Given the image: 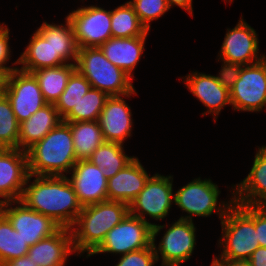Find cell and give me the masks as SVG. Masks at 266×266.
<instances>
[{"label": "cell", "instance_id": "cell-30", "mask_svg": "<svg viewBox=\"0 0 266 266\" xmlns=\"http://www.w3.org/2000/svg\"><path fill=\"white\" fill-rule=\"evenodd\" d=\"M108 97L105 92L90 88L62 120L65 122L98 121Z\"/></svg>", "mask_w": 266, "mask_h": 266}, {"label": "cell", "instance_id": "cell-25", "mask_svg": "<svg viewBox=\"0 0 266 266\" xmlns=\"http://www.w3.org/2000/svg\"><path fill=\"white\" fill-rule=\"evenodd\" d=\"M75 70V64L70 63L58 67L41 68L32 72L48 104L56 103L65 90L69 77Z\"/></svg>", "mask_w": 266, "mask_h": 266}, {"label": "cell", "instance_id": "cell-2", "mask_svg": "<svg viewBox=\"0 0 266 266\" xmlns=\"http://www.w3.org/2000/svg\"><path fill=\"white\" fill-rule=\"evenodd\" d=\"M129 214V205L106 200L84 206L70 228L75 254L86 257L101 245L107 233Z\"/></svg>", "mask_w": 266, "mask_h": 266}, {"label": "cell", "instance_id": "cell-19", "mask_svg": "<svg viewBox=\"0 0 266 266\" xmlns=\"http://www.w3.org/2000/svg\"><path fill=\"white\" fill-rule=\"evenodd\" d=\"M182 81L188 90L207 108V111L203 112L202 115H213L214 122L217 121L222 108L231 105L229 89L224 87L215 75L193 71L183 77Z\"/></svg>", "mask_w": 266, "mask_h": 266}, {"label": "cell", "instance_id": "cell-22", "mask_svg": "<svg viewBox=\"0 0 266 266\" xmlns=\"http://www.w3.org/2000/svg\"><path fill=\"white\" fill-rule=\"evenodd\" d=\"M232 187L235 203L266 205V151L262 147H258L246 178Z\"/></svg>", "mask_w": 266, "mask_h": 266}, {"label": "cell", "instance_id": "cell-29", "mask_svg": "<svg viewBox=\"0 0 266 266\" xmlns=\"http://www.w3.org/2000/svg\"><path fill=\"white\" fill-rule=\"evenodd\" d=\"M29 247L0 211V266L7 261L27 256Z\"/></svg>", "mask_w": 266, "mask_h": 266}, {"label": "cell", "instance_id": "cell-40", "mask_svg": "<svg viewBox=\"0 0 266 266\" xmlns=\"http://www.w3.org/2000/svg\"><path fill=\"white\" fill-rule=\"evenodd\" d=\"M169 8L171 9L172 6H178L182 9L186 10L191 16L193 15V0H166Z\"/></svg>", "mask_w": 266, "mask_h": 266}, {"label": "cell", "instance_id": "cell-42", "mask_svg": "<svg viewBox=\"0 0 266 266\" xmlns=\"http://www.w3.org/2000/svg\"><path fill=\"white\" fill-rule=\"evenodd\" d=\"M7 77L8 73L4 70H0V97L5 94Z\"/></svg>", "mask_w": 266, "mask_h": 266}, {"label": "cell", "instance_id": "cell-26", "mask_svg": "<svg viewBox=\"0 0 266 266\" xmlns=\"http://www.w3.org/2000/svg\"><path fill=\"white\" fill-rule=\"evenodd\" d=\"M73 137L77 161L88 160L92 153L105 142L98 121L67 122Z\"/></svg>", "mask_w": 266, "mask_h": 266}, {"label": "cell", "instance_id": "cell-28", "mask_svg": "<svg viewBox=\"0 0 266 266\" xmlns=\"http://www.w3.org/2000/svg\"><path fill=\"white\" fill-rule=\"evenodd\" d=\"M111 33L112 37L131 38L148 36L149 31L127 1L111 10Z\"/></svg>", "mask_w": 266, "mask_h": 266}, {"label": "cell", "instance_id": "cell-4", "mask_svg": "<svg viewBox=\"0 0 266 266\" xmlns=\"http://www.w3.org/2000/svg\"><path fill=\"white\" fill-rule=\"evenodd\" d=\"M222 249L218 259L225 262L247 261L260 247L255 230V205L233 203L220 221Z\"/></svg>", "mask_w": 266, "mask_h": 266}, {"label": "cell", "instance_id": "cell-1", "mask_svg": "<svg viewBox=\"0 0 266 266\" xmlns=\"http://www.w3.org/2000/svg\"><path fill=\"white\" fill-rule=\"evenodd\" d=\"M20 201L32 210L50 217L61 228L68 229L73 226L83 208L68 176L29 174Z\"/></svg>", "mask_w": 266, "mask_h": 266}, {"label": "cell", "instance_id": "cell-45", "mask_svg": "<svg viewBox=\"0 0 266 266\" xmlns=\"http://www.w3.org/2000/svg\"><path fill=\"white\" fill-rule=\"evenodd\" d=\"M261 147H262V148H263V149L266 151V145H265V146H264V145H262Z\"/></svg>", "mask_w": 266, "mask_h": 266}, {"label": "cell", "instance_id": "cell-39", "mask_svg": "<svg viewBox=\"0 0 266 266\" xmlns=\"http://www.w3.org/2000/svg\"><path fill=\"white\" fill-rule=\"evenodd\" d=\"M250 266H266V248L258 247L247 260Z\"/></svg>", "mask_w": 266, "mask_h": 266}, {"label": "cell", "instance_id": "cell-43", "mask_svg": "<svg viewBox=\"0 0 266 266\" xmlns=\"http://www.w3.org/2000/svg\"><path fill=\"white\" fill-rule=\"evenodd\" d=\"M211 266H230V262H225L216 257V255L213 257V260L211 262Z\"/></svg>", "mask_w": 266, "mask_h": 266}, {"label": "cell", "instance_id": "cell-21", "mask_svg": "<svg viewBox=\"0 0 266 266\" xmlns=\"http://www.w3.org/2000/svg\"><path fill=\"white\" fill-rule=\"evenodd\" d=\"M74 252L71 230L60 228L52 236L30 246L27 256L38 266H65Z\"/></svg>", "mask_w": 266, "mask_h": 266}, {"label": "cell", "instance_id": "cell-44", "mask_svg": "<svg viewBox=\"0 0 266 266\" xmlns=\"http://www.w3.org/2000/svg\"><path fill=\"white\" fill-rule=\"evenodd\" d=\"M230 266H250L247 261L230 262Z\"/></svg>", "mask_w": 266, "mask_h": 266}, {"label": "cell", "instance_id": "cell-9", "mask_svg": "<svg viewBox=\"0 0 266 266\" xmlns=\"http://www.w3.org/2000/svg\"><path fill=\"white\" fill-rule=\"evenodd\" d=\"M229 91L234 111L261 112L266 108V57L242 66L239 78Z\"/></svg>", "mask_w": 266, "mask_h": 266}, {"label": "cell", "instance_id": "cell-3", "mask_svg": "<svg viewBox=\"0 0 266 266\" xmlns=\"http://www.w3.org/2000/svg\"><path fill=\"white\" fill-rule=\"evenodd\" d=\"M26 153L28 172L33 176H67L77 163L72 133L65 121H61Z\"/></svg>", "mask_w": 266, "mask_h": 266}, {"label": "cell", "instance_id": "cell-23", "mask_svg": "<svg viewBox=\"0 0 266 266\" xmlns=\"http://www.w3.org/2000/svg\"><path fill=\"white\" fill-rule=\"evenodd\" d=\"M146 38L147 36L112 37L99 48L109 61L134 79L132 72L137 67L145 50Z\"/></svg>", "mask_w": 266, "mask_h": 266}, {"label": "cell", "instance_id": "cell-41", "mask_svg": "<svg viewBox=\"0 0 266 266\" xmlns=\"http://www.w3.org/2000/svg\"><path fill=\"white\" fill-rule=\"evenodd\" d=\"M1 266H38L28 256L19 257L3 263Z\"/></svg>", "mask_w": 266, "mask_h": 266}, {"label": "cell", "instance_id": "cell-32", "mask_svg": "<svg viewBox=\"0 0 266 266\" xmlns=\"http://www.w3.org/2000/svg\"><path fill=\"white\" fill-rule=\"evenodd\" d=\"M65 20V24H47L53 29V46L55 55H60L68 64H75L79 48L75 40L70 19L66 16Z\"/></svg>", "mask_w": 266, "mask_h": 266}, {"label": "cell", "instance_id": "cell-27", "mask_svg": "<svg viewBox=\"0 0 266 266\" xmlns=\"http://www.w3.org/2000/svg\"><path fill=\"white\" fill-rule=\"evenodd\" d=\"M124 151L122 144L105 141L92 153L88 160L98 166L105 177L109 179L135 158V156L126 155Z\"/></svg>", "mask_w": 266, "mask_h": 266}, {"label": "cell", "instance_id": "cell-11", "mask_svg": "<svg viewBox=\"0 0 266 266\" xmlns=\"http://www.w3.org/2000/svg\"><path fill=\"white\" fill-rule=\"evenodd\" d=\"M73 27L78 48L100 47L111 33V10L100 6H81L67 15Z\"/></svg>", "mask_w": 266, "mask_h": 266}, {"label": "cell", "instance_id": "cell-17", "mask_svg": "<svg viewBox=\"0 0 266 266\" xmlns=\"http://www.w3.org/2000/svg\"><path fill=\"white\" fill-rule=\"evenodd\" d=\"M136 90L127 95L109 96L101 111L98 122L105 141L124 145L132 136L133 119L131 107L123 98L136 95Z\"/></svg>", "mask_w": 266, "mask_h": 266}, {"label": "cell", "instance_id": "cell-31", "mask_svg": "<svg viewBox=\"0 0 266 266\" xmlns=\"http://www.w3.org/2000/svg\"><path fill=\"white\" fill-rule=\"evenodd\" d=\"M91 88L90 82L77 70L68 79L67 86L54 104L63 119Z\"/></svg>", "mask_w": 266, "mask_h": 266}, {"label": "cell", "instance_id": "cell-24", "mask_svg": "<svg viewBox=\"0 0 266 266\" xmlns=\"http://www.w3.org/2000/svg\"><path fill=\"white\" fill-rule=\"evenodd\" d=\"M62 120L54 104H47L20 123L18 149L26 151L42 140Z\"/></svg>", "mask_w": 266, "mask_h": 266}, {"label": "cell", "instance_id": "cell-16", "mask_svg": "<svg viewBox=\"0 0 266 266\" xmlns=\"http://www.w3.org/2000/svg\"><path fill=\"white\" fill-rule=\"evenodd\" d=\"M68 64L60 55H55L53 29L44 21L32 34L24 52L18 58L20 70L32 73L41 68Z\"/></svg>", "mask_w": 266, "mask_h": 266}, {"label": "cell", "instance_id": "cell-12", "mask_svg": "<svg viewBox=\"0 0 266 266\" xmlns=\"http://www.w3.org/2000/svg\"><path fill=\"white\" fill-rule=\"evenodd\" d=\"M4 95L8 98L19 123L48 104L34 75L20 69L8 74Z\"/></svg>", "mask_w": 266, "mask_h": 266}, {"label": "cell", "instance_id": "cell-14", "mask_svg": "<svg viewBox=\"0 0 266 266\" xmlns=\"http://www.w3.org/2000/svg\"><path fill=\"white\" fill-rule=\"evenodd\" d=\"M242 17L234 28H227L217 56L219 59L244 66L257 63L266 56H259L258 35Z\"/></svg>", "mask_w": 266, "mask_h": 266}, {"label": "cell", "instance_id": "cell-6", "mask_svg": "<svg viewBox=\"0 0 266 266\" xmlns=\"http://www.w3.org/2000/svg\"><path fill=\"white\" fill-rule=\"evenodd\" d=\"M231 191L232 198L230 197L229 201L220 202L219 195L221 191L216 183H213L210 178H195L174 193V204L182 212L187 213L179 219L193 221L192 216L209 217L216 213L221 221L228 208L234 203L233 188Z\"/></svg>", "mask_w": 266, "mask_h": 266}, {"label": "cell", "instance_id": "cell-37", "mask_svg": "<svg viewBox=\"0 0 266 266\" xmlns=\"http://www.w3.org/2000/svg\"><path fill=\"white\" fill-rule=\"evenodd\" d=\"M219 60L222 62V66L220 72L215 77L224 87L230 89L239 78L242 65L218 58L217 61L219 62Z\"/></svg>", "mask_w": 266, "mask_h": 266}, {"label": "cell", "instance_id": "cell-18", "mask_svg": "<svg viewBox=\"0 0 266 266\" xmlns=\"http://www.w3.org/2000/svg\"><path fill=\"white\" fill-rule=\"evenodd\" d=\"M68 177L82 207L108 200L107 181L103 171L89 160H79Z\"/></svg>", "mask_w": 266, "mask_h": 266}, {"label": "cell", "instance_id": "cell-33", "mask_svg": "<svg viewBox=\"0 0 266 266\" xmlns=\"http://www.w3.org/2000/svg\"><path fill=\"white\" fill-rule=\"evenodd\" d=\"M20 123L8 98L0 97V148H18Z\"/></svg>", "mask_w": 266, "mask_h": 266}, {"label": "cell", "instance_id": "cell-15", "mask_svg": "<svg viewBox=\"0 0 266 266\" xmlns=\"http://www.w3.org/2000/svg\"><path fill=\"white\" fill-rule=\"evenodd\" d=\"M28 175L26 151L0 148V204L20 200Z\"/></svg>", "mask_w": 266, "mask_h": 266}, {"label": "cell", "instance_id": "cell-38", "mask_svg": "<svg viewBox=\"0 0 266 266\" xmlns=\"http://www.w3.org/2000/svg\"><path fill=\"white\" fill-rule=\"evenodd\" d=\"M255 230L260 247L266 248V205H255Z\"/></svg>", "mask_w": 266, "mask_h": 266}, {"label": "cell", "instance_id": "cell-10", "mask_svg": "<svg viewBox=\"0 0 266 266\" xmlns=\"http://www.w3.org/2000/svg\"><path fill=\"white\" fill-rule=\"evenodd\" d=\"M152 244L153 226L128 214L107 233L104 241L90 256L100 253L124 255Z\"/></svg>", "mask_w": 266, "mask_h": 266}, {"label": "cell", "instance_id": "cell-5", "mask_svg": "<svg viewBox=\"0 0 266 266\" xmlns=\"http://www.w3.org/2000/svg\"><path fill=\"white\" fill-rule=\"evenodd\" d=\"M76 70L91 84V88L108 96L127 95L135 91L133 78L109 61L99 47L78 49Z\"/></svg>", "mask_w": 266, "mask_h": 266}, {"label": "cell", "instance_id": "cell-20", "mask_svg": "<svg viewBox=\"0 0 266 266\" xmlns=\"http://www.w3.org/2000/svg\"><path fill=\"white\" fill-rule=\"evenodd\" d=\"M149 177V173H147L138 157H135L116 175L108 179V200L130 205L135 197L143 190Z\"/></svg>", "mask_w": 266, "mask_h": 266}, {"label": "cell", "instance_id": "cell-35", "mask_svg": "<svg viewBox=\"0 0 266 266\" xmlns=\"http://www.w3.org/2000/svg\"><path fill=\"white\" fill-rule=\"evenodd\" d=\"M119 256L121 257L115 266H155L157 263L153 244L150 247Z\"/></svg>", "mask_w": 266, "mask_h": 266}, {"label": "cell", "instance_id": "cell-8", "mask_svg": "<svg viewBox=\"0 0 266 266\" xmlns=\"http://www.w3.org/2000/svg\"><path fill=\"white\" fill-rule=\"evenodd\" d=\"M173 203V175L156 173L149 177L143 190L130 203L129 214L154 226L155 223L147 221L145 216L156 221L163 220L169 214Z\"/></svg>", "mask_w": 266, "mask_h": 266}, {"label": "cell", "instance_id": "cell-13", "mask_svg": "<svg viewBox=\"0 0 266 266\" xmlns=\"http://www.w3.org/2000/svg\"><path fill=\"white\" fill-rule=\"evenodd\" d=\"M0 211L29 246L52 236L61 228L50 217L32 210L20 200L0 204Z\"/></svg>", "mask_w": 266, "mask_h": 266}, {"label": "cell", "instance_id": "cell-7", "mask_svg": "<svg viewBox=\"0 0 266 266\" xmlns=\"http://www.w3.org/2000/svg\"><path fill=\"white\" fill-rule=\"evenodd\" d=\"M164 227L168 229L157 245L156 237ZM195 245L196 227L193 221L177 219L171 226L170 224L153 226V247L157 262L162 259L160 266H180L187 262L193 254Z\"/></svg>", "mask_w": 266, "mask_h": 266}, {"label": "cell", "instance_id": "cell-36", "mask_svg": "<svg viewBox=\"0 0 266 266\" xmlns=\"http://www.w3.org/2000/svg\"><path fill=\"white\" fill-rule=\"evenodd\" d=\"M9 28L4 24L0 23V70L6 71L8 74L14 70H17L18 59L12 63L13 67L7 66L11 58V49L9 46L10 33ZM7 63V64H6ZM14 65H17L14 67Z\"/></svg>", "mask_w": 266, "mask_h": 266}, {"label": "cell", "instance_id": "cell-46", "mask_svg": "<svg viewBox=\"0 0 266 266\" xmlns=\"http://www.w3.org/2000/svg\"><path fill=\"white\" fill-rule=\"evenodd\" d=\"M226 2L228 1L229 3L233 2V0H225Z\"/></svg>", "mask_w": 266, "mask_h": 266}, {"label": "cell", "instance_id": "cell-34", "mask_svg": "<svg viewBox=\"0 0 266 266\" xmlns=\"http://www.w3.org/2000/svg\"><path fill=\"white\" fill-rule=\"evenodd\" d=\"M128 2L148 31L153 20H158L170 10L166 0H130Z\"/></svg>", "mask_w": 266, "mask_h": 266}]
</instances>
